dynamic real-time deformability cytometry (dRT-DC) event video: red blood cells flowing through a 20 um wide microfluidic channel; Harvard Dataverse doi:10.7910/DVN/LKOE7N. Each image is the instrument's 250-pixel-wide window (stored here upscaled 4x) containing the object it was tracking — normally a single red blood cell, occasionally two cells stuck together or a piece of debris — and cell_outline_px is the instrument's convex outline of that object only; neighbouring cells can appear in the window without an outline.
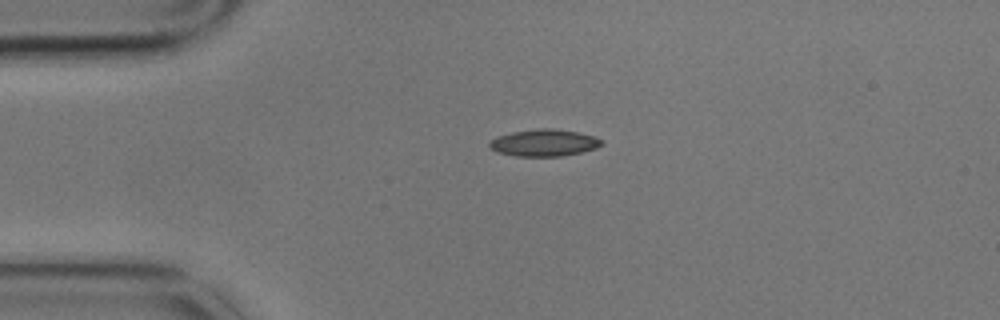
{"species": "common noctule bat (a hibernating species)", "species_latin": "Nyctalus noctula", "temperature_condition": "cold", "stored_images_in_passage": 2, "camera_frame_rate_fps": 3000, "um_per_image_px": 0.085, "animal": {"sex": "male", "body_mass_g": 17.9}, "frame": {"image": 1, "passage_image": 1, "time_ms": 0.0, "image_size_px": [1000, 320], "cell_outline_px": [[604, 144], [596, 148], [580, 152], [560, 156], [516, 156], [496, 152], [488, 148], [488, 144], [496, 136], [512, 132], [540, 128], [552, 128], [580, 132], [596, 136], [604, 140]], "centroid_in_image_um": [46.26, 12.13], "position_along_channel_um": 38.7, "area_um2": 17.8}}